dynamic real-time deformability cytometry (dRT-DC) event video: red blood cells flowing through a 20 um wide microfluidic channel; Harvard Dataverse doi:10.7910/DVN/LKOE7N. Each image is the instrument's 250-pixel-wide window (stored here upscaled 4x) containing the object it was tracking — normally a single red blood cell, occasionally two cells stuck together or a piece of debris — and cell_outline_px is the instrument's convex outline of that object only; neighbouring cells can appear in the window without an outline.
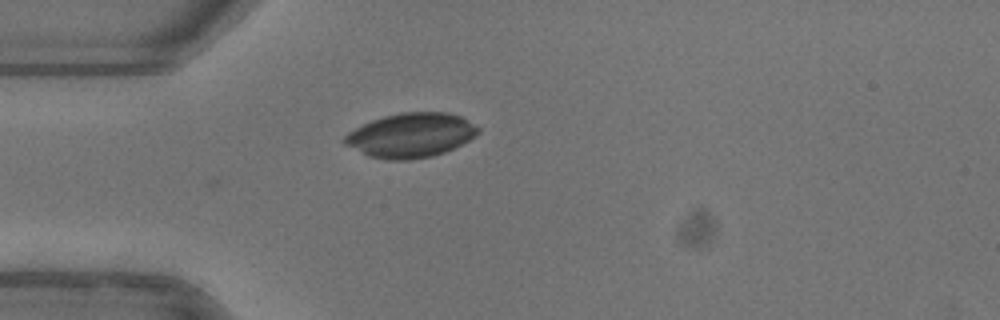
{"species": "common noctule bat (a hibernating species)", "species_latin": "Nyctalus noctula", "temperature_condition": "warm", "stored_images_in_passage": 33, "camera_frame_rate_fps": 3000, "um_per_image_px": 0.085, "animal": {"sex": "female"}, "frame": {"image": 1, "passage_image": 1, "time_ms": 0.0, "image_size_px": [1000, 320], "cell_outline_px": [[480, 132], [476, 136], [444, 152], [432, 156], [408, 160], [388, 160], [368, 156], [344, 144], [340, 140], [348, 132], [372, 120], [384, 116], [400, 112], [448, 112], [460, 116], [480, 128]], "centroid_in_image_um": [34.9, 11.49], "position_along_channel_um": 50.1, "area_um2": 34.51}}
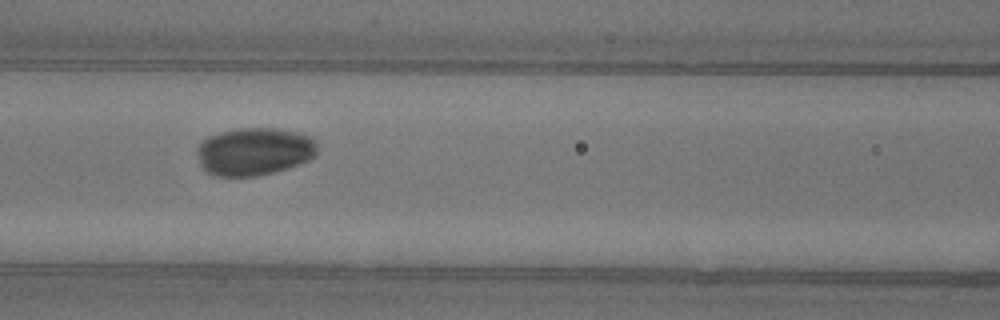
{"frame": {"image": 2, "passage_image": 9, "time_ms": 2.667, "image_size_px": [1000, 320], "cell_outline_px": [[316, 156], [308, 160], [288, 168], [256, 176], [216, 176], [208, 172], [200, 164], [196, 152], [196, 148], [208, 136], [220, 132], [240, 128], [276, 128], [296, 132], [312, 136], [316, 140]], "centroid_in_image_um": [21.62, 12.87], "position_along_channel_um": 145.0, "area_um2": 33.52}}